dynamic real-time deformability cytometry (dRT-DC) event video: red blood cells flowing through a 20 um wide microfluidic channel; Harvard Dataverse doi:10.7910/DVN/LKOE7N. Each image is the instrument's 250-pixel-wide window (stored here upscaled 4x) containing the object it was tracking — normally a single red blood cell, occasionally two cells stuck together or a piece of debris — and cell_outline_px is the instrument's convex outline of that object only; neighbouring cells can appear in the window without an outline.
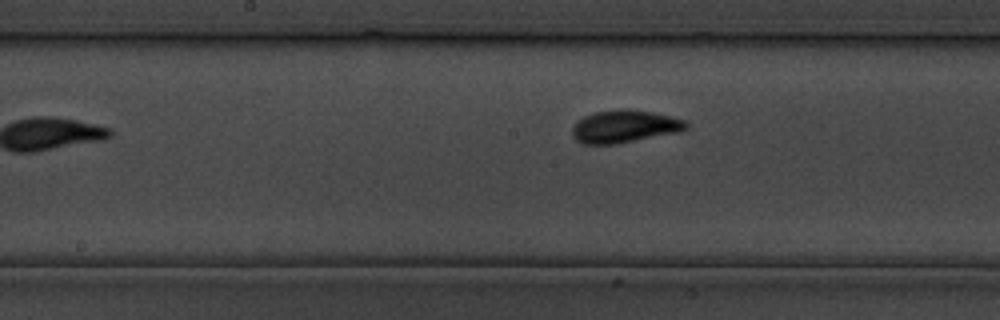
{"species": "common noctule bat (a hibernating species)", "species_latin": "Nyctalus noctula", "temperature_condition": "cold", "stored_images_in_passage": 11, "segment_of_instrument_passage": [2, 2], "camera_frame_rate_fps": 3000, "um_per_image_px": 0.085, "animal": {"sex": "male", "body_mass_g": 19.5, "forearm_length_mm": 54.6}, "frame": {"image": 1, "passage_image": 11, "time_ms": 12.0, "image_size_px": [1000, 320], "cell_outline_px": [[688, 128], [680, 132], [616, 144], [584, 144], [576, 140], [572, 136], [572, 128], [584, 116], [596, 112], [620, 108], [624, 108], [652, 112], [688, 120]], "centroid_in_image_um": [53.13, 10.75], "position_along_channel_um": 195.1, "area_um2": 21.73}}